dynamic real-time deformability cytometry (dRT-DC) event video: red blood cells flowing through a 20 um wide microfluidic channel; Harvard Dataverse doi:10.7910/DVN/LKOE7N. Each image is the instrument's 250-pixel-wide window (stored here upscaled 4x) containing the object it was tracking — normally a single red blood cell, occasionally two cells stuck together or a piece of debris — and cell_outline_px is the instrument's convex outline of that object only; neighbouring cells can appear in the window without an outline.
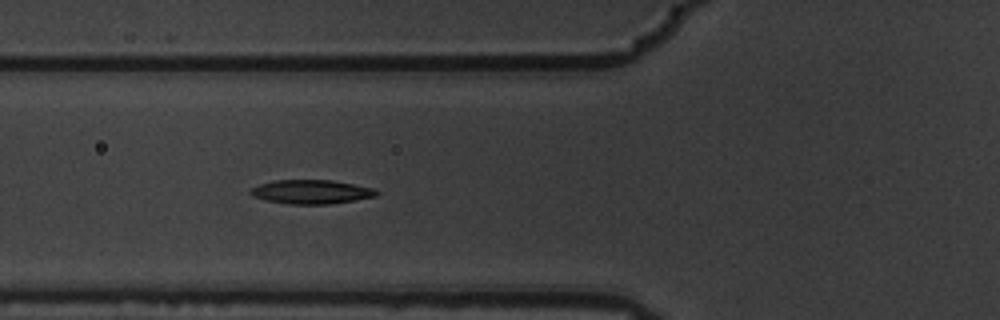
{"species": "common noctule bat (a hibernating species)", "species_latin": "Nyctalus noctula", "temperature_condition": "warm", "stored_images_in_passage": 7, "camera_frame_rate_fps": 3000, "um_per_image_px": 0.085, "animal": {"sex": "male", "body_mass_g": 19.5, "forearm_length_mm": 54.6}, "frame": {"image": 1, "passage_image": 7, "time_ms": 2.0, "image_size_px": [1000, 320], "cell_outline_px": [[380, 192], [376, 196], [328, 204], [288, 204], [264, 200], [252, 196], [248, 192], [252, 188], [260, 184], [276, 180], [332, 180], [376, 188]], "centroid_in_image_um": [26.46, 16.3], "position_along_channel_um": 99.3, "area_um2": 17.63}}